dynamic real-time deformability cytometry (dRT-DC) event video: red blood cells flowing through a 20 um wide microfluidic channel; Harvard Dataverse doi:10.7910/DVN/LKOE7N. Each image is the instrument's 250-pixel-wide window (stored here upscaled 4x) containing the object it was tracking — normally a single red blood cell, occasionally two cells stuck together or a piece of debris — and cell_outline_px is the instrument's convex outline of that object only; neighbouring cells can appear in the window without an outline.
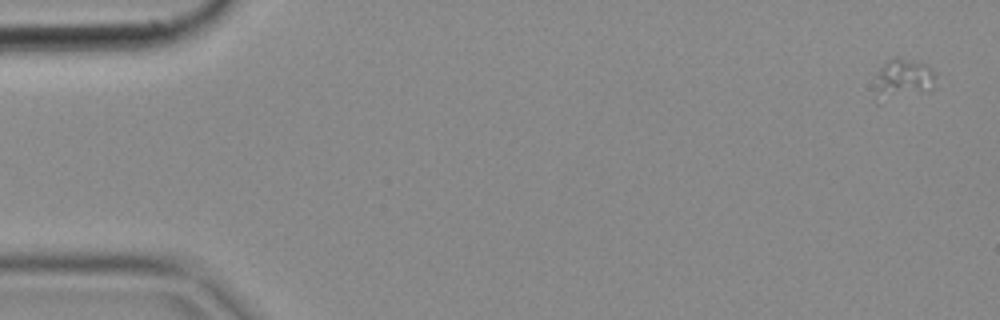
{"species": "common noctule bat (a hibernating species)", "species_latin": "Nyctalus noctula", "temperature_condition": "cold", "stored_images_in_passage": 4, "camera_frame_rate_fps": 3000, "um_per_image_px": 0.085, "animal": {"sex": "female", "body_mass_g": 18.4}, "frame": {"image": 1, "passage_image": 1, "time_ms": 0.0, "image_size_px": [1000, 320], "cell_outline_px": [[936, 88], [884, 96], [876, 76], [880, 68], [892, 56], [896, 56], [928, 64], [936, 72]], "centroid_in_image_um": [76.96, 6.5], "position_along_channel_um": 8.0, "area_um2": 12.66}}
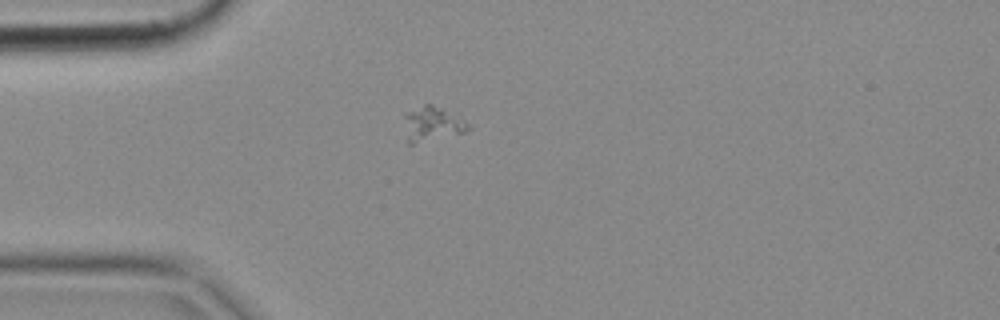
{"frame": {"image": 2, "passage_image": 4, "time_ms": 1.0, "image_size_px": [1000, 320], "cell_outline_px": [[472, 128], [464, 132], [412, 144], [408, 144], [404, 116], [404, 112], [424, 104], [432, 104], [472, 124]], "centroid_in_image_um": [36.73, 10.52], "position_along_channel_um": 48.3, "area_um2": 12.72}}